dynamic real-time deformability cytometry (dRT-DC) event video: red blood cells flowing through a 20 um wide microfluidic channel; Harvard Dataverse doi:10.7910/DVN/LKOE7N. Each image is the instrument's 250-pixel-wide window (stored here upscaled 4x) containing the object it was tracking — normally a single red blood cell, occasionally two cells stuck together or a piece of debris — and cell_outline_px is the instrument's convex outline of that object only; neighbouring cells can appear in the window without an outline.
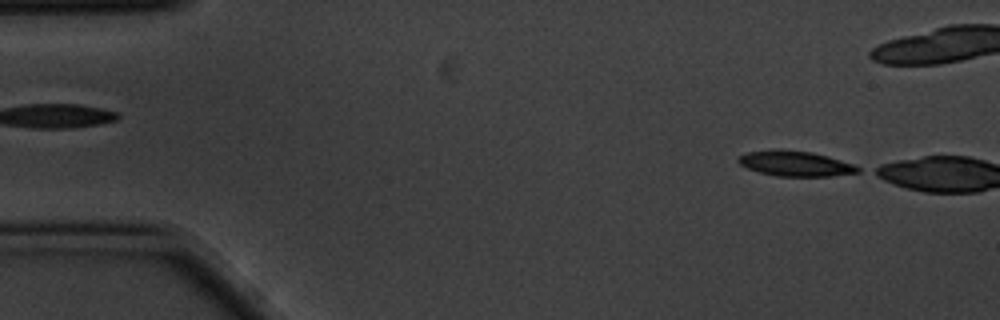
{"species": "common noctule bat (a hibernating species)", "species_latin": "Nyctalus noctula", "temperature_condition": "cold", "stored_images_in_passage": 6, "segment_of_instrument_passage": [2, 2], "camera_frame_rate_fps": 3000, "um_per_image_px": 0.085, "animal": {"sex": "male", "body_mass_g": 20.1, "forearm_length_mm": 53.5}, "frame": {"image": 1, "passage_image": 6, "time_ms": 1.667, "image_size_px": [1000, 320], "cell_outline_px": [[860, 172], [832, 176], [776, 176], [760, 172], [748, 168], [740, 164], [736, 160], [740, 156], [748, 152], [772, 148], [776, 148], [812, 152], [828, 156], [852, 164], [860, 168]], "centroid_in_image_um": [67.58, 13.89], "position_along_channel_um": 17.4, "area_um2": 17.63}}